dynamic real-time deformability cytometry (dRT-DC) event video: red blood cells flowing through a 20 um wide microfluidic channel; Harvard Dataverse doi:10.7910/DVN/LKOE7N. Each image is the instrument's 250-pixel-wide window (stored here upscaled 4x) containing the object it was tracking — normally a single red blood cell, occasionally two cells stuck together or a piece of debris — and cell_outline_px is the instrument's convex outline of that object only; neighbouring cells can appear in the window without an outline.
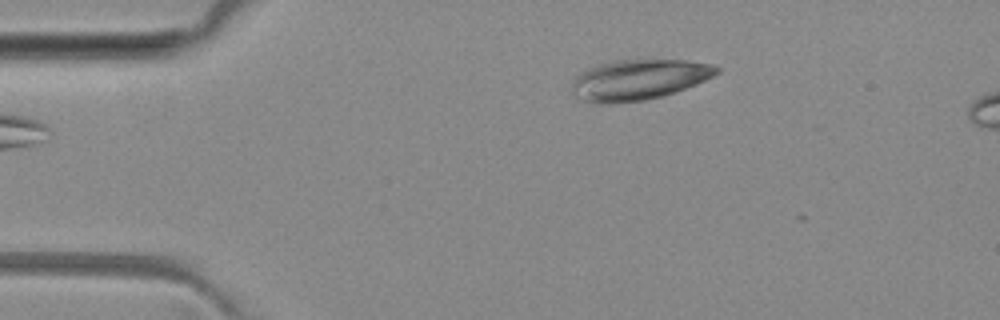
{"species": "common noctule bat (a hibernating species)", "species_latin": "Nyctalus noctula", "temperature_condition": "room temperature", "stored_images_in_passage": 2, "camera_frame_rate_fps": 3000, "um_per_image_px": 0.085, "animal": {"sex": "female", "body_mass_g": 29.2, "forearm_length_mm": 56.3}, "frame": {"image": 1, "passage_image": 1, "time_ms": 0.0, "image_size_px": [1000, 320], "cell_outline_px": [[720, 72], [696, 84], [660, 96], [644, 100], [608, 104], [600, 104], [584, 100], [572, 96], [572, 80], [580, 72], [588, 68], [612, 60], [640, 56], [688, 60], [712, 64], [720, 68]], "centroid_in_image_um": [54.27, 6.71], "position_along_channel_um": 30.7, "area_um2": 35.14}}